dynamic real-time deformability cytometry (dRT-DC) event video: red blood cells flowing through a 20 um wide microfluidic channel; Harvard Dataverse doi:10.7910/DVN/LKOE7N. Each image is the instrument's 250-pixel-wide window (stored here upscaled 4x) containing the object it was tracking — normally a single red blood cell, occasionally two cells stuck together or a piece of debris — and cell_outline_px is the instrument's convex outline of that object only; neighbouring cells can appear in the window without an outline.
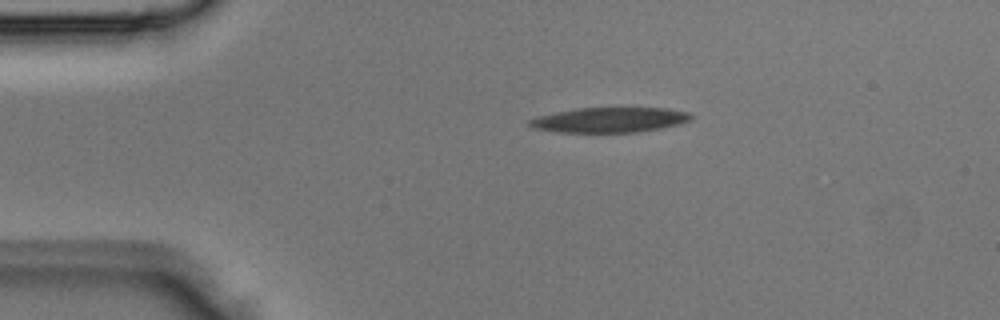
{"species": "Egyptian fruit bat (a non-hibernating species)", "species_latin": "Rousettus aegyptiacus", "temperature_condition": "room temperature", "stored_images_in_passage": 2, "camera_frame_rate_fps": 3000, "um_per_image_px": 0.085, "animal": {"sex": "male"}, "frame": {"image": 1, "passage_image": 1, "time_ms": 0.0, "image_size_px": [1000, 320], "cell_outline_px": [[696, 116], [680, 124], [660, 128], [636, 132], [560, 132], [532, 128], [528, 124], [528, 120], [536, 116], [576, 108], [664, 108], [688, 112]], "centroid_in_image_um": [51.8, 10.19], "position_along_channel_um": 33.2, "area_um2": 23.52}}